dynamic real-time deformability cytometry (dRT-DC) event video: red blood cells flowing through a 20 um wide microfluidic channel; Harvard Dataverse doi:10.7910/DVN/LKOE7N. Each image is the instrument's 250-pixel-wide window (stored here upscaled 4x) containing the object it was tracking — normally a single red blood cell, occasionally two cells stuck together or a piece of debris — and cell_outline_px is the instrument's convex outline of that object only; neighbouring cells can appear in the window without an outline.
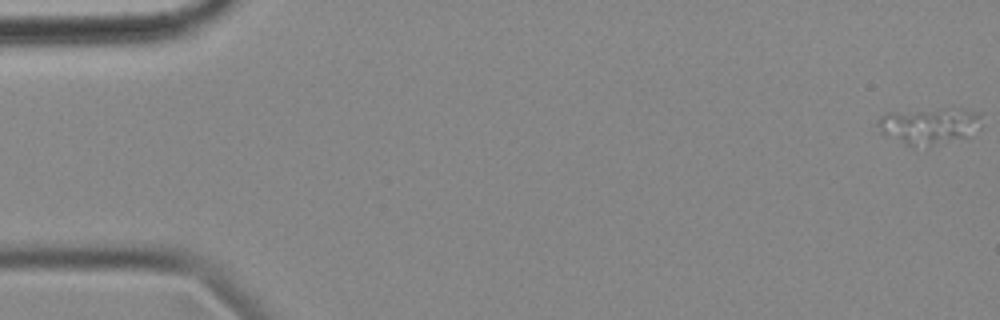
{"species": "common noctule bat (a hibernating species)", "species_latin": "Nyctalus noctula", "temperature_condition": "cold", "stored_images_in_passage": 15, "camera_frame_rate_fps": 3000, "um_per_image_px": 0.085, "animal": {"sex": "female", "body_mass_g": 18.4}, "frame": {"image": 1, "passage_image": 1, "time_ms": 0.0, "image_size_px": [1000, 320], "cell_outline_px": [[980, 128], [968, 136], [912, 148], [884, 136], [880, 132], [876, 124], [876, 120], [888, 112], [960, 108], [980, 112]], "centroid_in_image_um": [78.92, 10.69], "position_along_channel_um": 6.1, "area_um2": 22.02}}